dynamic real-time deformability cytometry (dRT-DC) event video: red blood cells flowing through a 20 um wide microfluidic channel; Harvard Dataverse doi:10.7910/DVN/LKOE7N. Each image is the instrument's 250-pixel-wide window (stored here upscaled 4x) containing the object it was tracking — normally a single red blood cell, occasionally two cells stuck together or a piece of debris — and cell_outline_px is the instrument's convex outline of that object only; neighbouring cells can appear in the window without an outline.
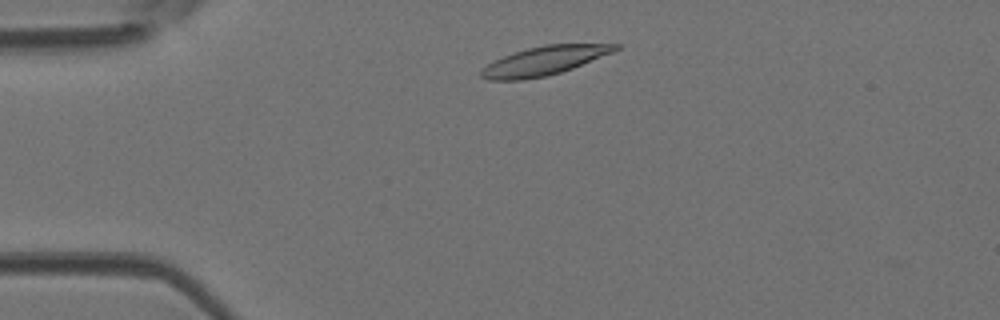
{"species": "Egyptian fruit bat (a non-hibernating species)", "species_latin": "Rousettus aegyptiacus", "temperature_condition": "room temperature", "stored_images_in_passage": 37, "camera_frame_rate_fps": 3000, "um_per_image_px": 0.085, "animal": {"sex": "female"}, "frame": {"image": 1, "passage_image": 4, "time_ms": 1.0, "image_size_px": [1000, 320], "cell_outline_px": [[624, 44], [620, 48], [612, 52], [572, 68], [548, 76], [520, 80], [488, 80], [480, 76], [480, 72], [488, 64], [512, 52], [544, 44]], "centroid_in_image_um": [46.25, 5.16], "position_along_channel_um": 38.7, "area_um2": 22.31}}
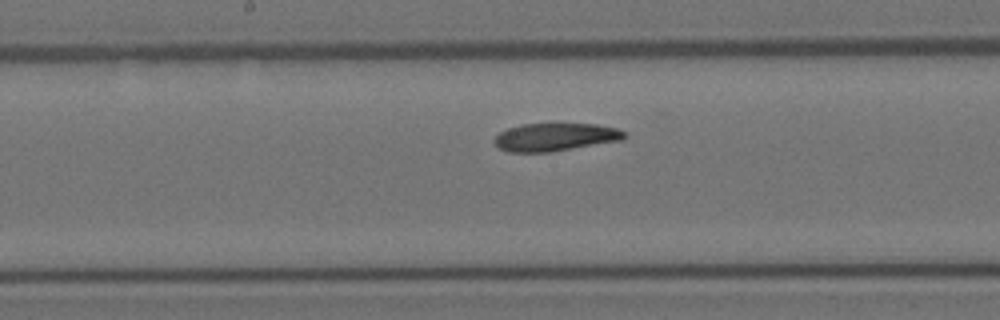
{"frame": {"image": 2, "passage_image": 18, "time_ms": 5.667, "image_size_px": [1000, 320], "cell_outline_px": [[628, 136], [620, 140], [548, 152], [508, 152], [500, 148], [492, 140], [500, 132], [508, 128], [520, 124], [552, 120], [596, 124], [616, 128], [628, 132]], "centroid_in_image_um": [47.19, 11.58], "position_along_channel_um": 201.0, "area_um2": 22.08}}
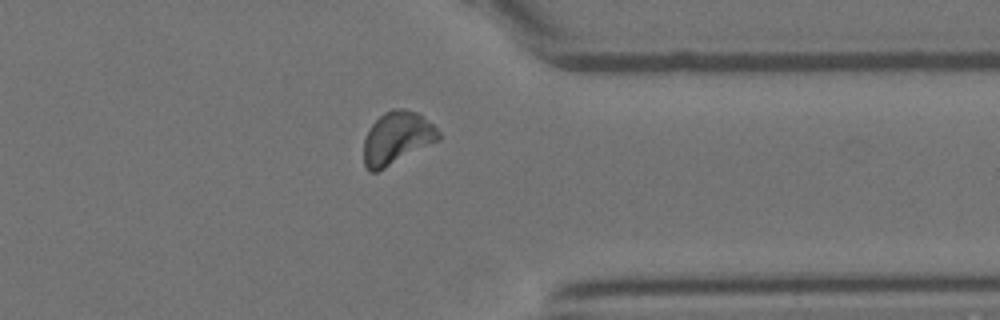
{"frame": {"image": 3, "passage_image": 31, "time_ms": 10.0, "image_size_px": [1000, 320], "cell_outline_px": [[440, 140], [376, 172], [368, 172], [364, 164], [364, 140], [372, 124], [384, 112], [392, 108], [404, 108], [416, 112], [432, 124], [440, 132]], "centroid_in_image_um": [33.74, 11.73], "position_along_channel_um": 377.7, "area_um2": 22.77}, "authors_computed_cell_mechanics": {"area_um2": 22.1374, "velocity_mm_per_s": 4.2118, "shape_relaxation_time_tau1_ms": 3.7339, "shape_relaxation_time_tau2_ms": 2.7391, "deformation_change_tau1": 0.1565, "deformation_change_tau2": 0.0907}}